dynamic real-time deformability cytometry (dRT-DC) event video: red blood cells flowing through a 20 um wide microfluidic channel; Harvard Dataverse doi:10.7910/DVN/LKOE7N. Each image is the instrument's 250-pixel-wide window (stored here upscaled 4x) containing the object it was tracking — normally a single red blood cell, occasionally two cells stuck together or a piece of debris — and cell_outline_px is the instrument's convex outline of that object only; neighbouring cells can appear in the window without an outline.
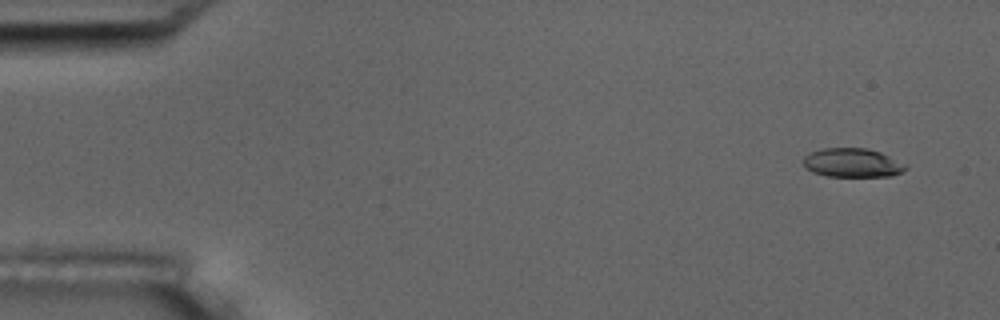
{"species": "common noctule bat (a hibernating species)", "species_latin": "Nyctalus noctula", "temperature_condition": "room temperature", "stored_images_in_passage": 6, "camera_frame_rate_fps": 3000, "um_per_image_px": 0.085, "animal": {"sex": "male", "body_mass_g": 17.5, "forearm_length_mm": 52.3}, "frame": {"image": 1, "passage_image": 1, "time_ms": 0.0, "image_size_px": [1000, 320], "cell_outline_px": [[908, 168], [892, 176], [828, 176], [812, 172], [804, 168], [804, 156], [812, 152], [824, 148], [868, 148], [880, 152], [908, 164]], "centroid_in_image_um": [72.47, 13.84], "position_along_channel_um": 12.5, "area_um2": 17.28}}
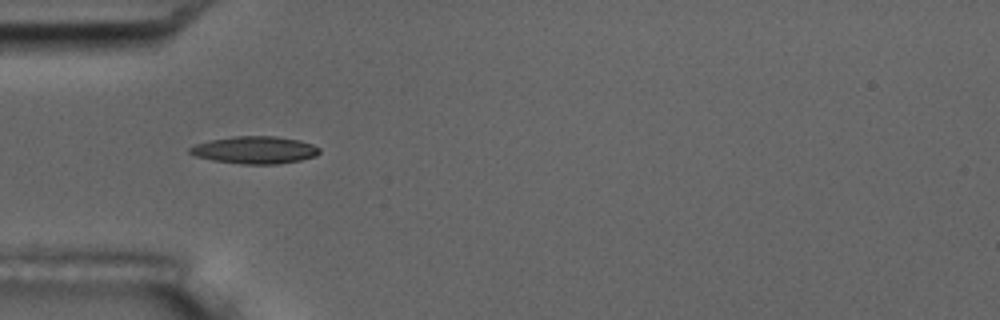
{"frame": {"image": 2, "passage_image": 5, "time_ms": 4.667, "image_size_px": [1000, 320], "cell_outline_px": [[320, 152], [316, 156], [300, 160], [276, 164], [240, 164], [212, 160], [196, 156], [188, 152], [188, 148], [196, 144], [208, 140], [232, 136], [276, 136], [300, 140], [312, 144], [320, 148]], "centroid_in_image_um": [21.65, 12.74], "position_along_channel_um": 63.3, "area_um2": 20.81}}